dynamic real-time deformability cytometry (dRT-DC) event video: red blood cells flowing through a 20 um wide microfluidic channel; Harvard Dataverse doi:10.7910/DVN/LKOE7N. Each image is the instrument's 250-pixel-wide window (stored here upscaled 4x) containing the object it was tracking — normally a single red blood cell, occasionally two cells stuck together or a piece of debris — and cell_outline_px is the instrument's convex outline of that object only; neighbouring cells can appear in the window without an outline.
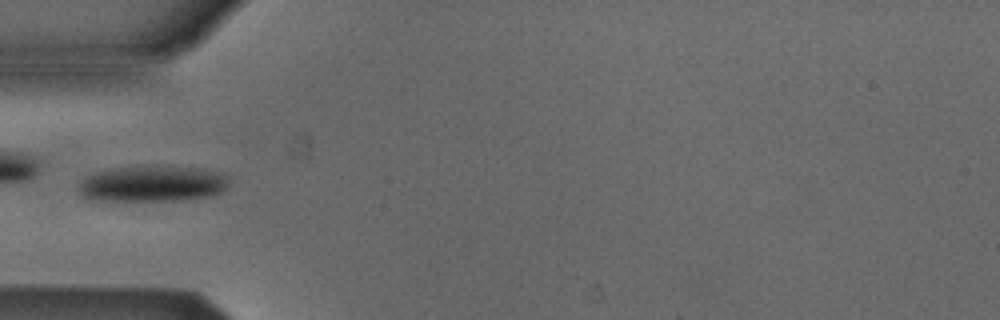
{"species": "Egyptian fruit bat (a non-hibernating species)", "species_latin": "Rousettus aegyptiacus", "temperature_condition": "cold", "stored_images_in_passage": 36, "camera_frame_rate_fps": 3000, "um_per_image_px": 0.085, "animal": {"sex": "male"}, "frame": {"image": 1, "passage_image": 1, "time_ms": 0.0, "image_size_px": [1000, 320], "cell_outline_px": [[228, 184], [220, 192], [212, 196], [180, 200], [88, 200], [76, 188], [88, 176], [96, 172], [136, 164], [156, 164], [204, 168], [224, 172], [228, 176]], "centroid_in_image_um": [13.01, 15.57], "position_along_channel_um": 72.0, "area_um2": 32.37}}